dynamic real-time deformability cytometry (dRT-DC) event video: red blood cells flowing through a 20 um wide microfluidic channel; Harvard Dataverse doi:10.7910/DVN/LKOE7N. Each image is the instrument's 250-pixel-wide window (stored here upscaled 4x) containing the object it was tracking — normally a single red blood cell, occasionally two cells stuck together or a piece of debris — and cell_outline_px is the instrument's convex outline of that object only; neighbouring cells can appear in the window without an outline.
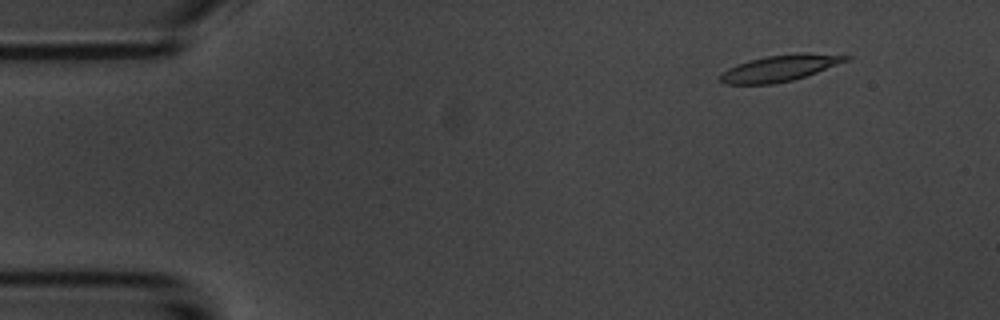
{"species": "common noctule bat (a hibernating species)", "species_latin": "Nyctalus noctula", "temperature_condition": "room temperature", "stored_images_in_passage": 2, "camera_frame_rate_fps": 3000, "um_per_image_px": 0.085, "animal": {"sex": "male", "body_mass_g": 20.1, "forearm_length_mm": 53.5}, "frame": {"image": 1, "passage_image": 2, "time_ms": 1.333, "image_size_px": [1000, 320], "cell_outline_px": [[852, 56], [848, 60], [816, 72], [792, 80], [772, 84], [724, 84], [720, 80], [720, 76], [728, 68], [736, 64], [748, 60], [764, 56]], "centroid_in_image_um": [66.09, 5.86], "position_along_channel_um": 18.9, "area_um2": 17.8}}